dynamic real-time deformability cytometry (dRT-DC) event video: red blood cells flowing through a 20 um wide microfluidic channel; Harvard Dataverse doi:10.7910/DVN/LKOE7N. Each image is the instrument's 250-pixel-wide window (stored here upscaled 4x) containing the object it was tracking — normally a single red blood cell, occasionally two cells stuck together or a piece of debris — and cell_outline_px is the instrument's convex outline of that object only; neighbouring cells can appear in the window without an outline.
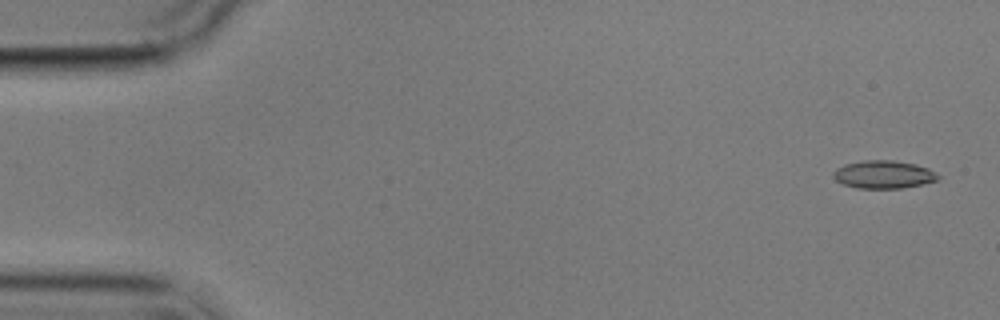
{"species": "common noctule bat (a hibernating species)", "species_latin": "Nyctalus noctula", "temperature_condition": "cold", "stored_images_in_passage": 7, "camera_frame_rate_fps": 3000, "um_per_image_px": 0.085, "animal": {"sex": "male", "body_mass_g": 17.9}, "frame": {"image": 1, "passage_image": 1, "time_ms": 0.0, "image_size_px": [1000, 320], "cell_outline_px": [[940, 180], [904, 188], [856, 188], [844, 184], [836, 180], [832, 176], [832, 172], [836, 168], [844, 164], [864, 160], [892, 160], [916, 164], [928, 168], [936, 172], [940, 176]], "centroid_in_image_um": [75.12, 14.83], "position_along_channel_um": 9.9, "area_um2": 17.22}}
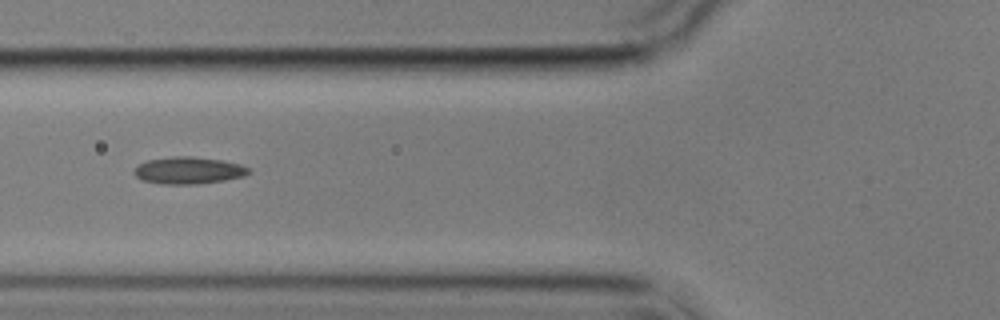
{"frame": {"image": 2, "passage_image": 6, "time_ms": 6.333, "image_size_px": [1000, 320], "cell_outline_px": [[252, 172], [244, 176], [224, 180], [196, 184], [160, 184], [140, 180], [132, 172], [140, 164], [148, 160], [172, 156], [192, 156], [220, 160], [240, 164], [248, 168]], "centroid_in_image_um": [16.01, 14.49], "position_along_channel_um": 109.8, "area_um2": 18.03}}
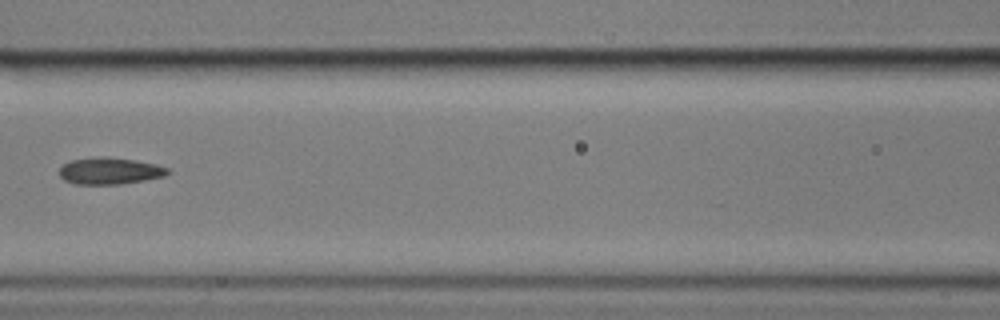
{"frame": {"image": 3, "passage_image": 7, "time_ms": 7.667, "image_size_px": [1000, 320], "cell_outline_px": [[172, 172], [164, 176], [144, 180], [120, 184], [76, 184], [64, 180], [60, 176], [60, 168], [64, 164], [72, 160], [100, 156], [136, 160], [156, 164], [168, 168]], "centroid_in_image_um": [9.35, 14.53], "position_along_channel_um": 157.2, "area_um2": 16.82}}